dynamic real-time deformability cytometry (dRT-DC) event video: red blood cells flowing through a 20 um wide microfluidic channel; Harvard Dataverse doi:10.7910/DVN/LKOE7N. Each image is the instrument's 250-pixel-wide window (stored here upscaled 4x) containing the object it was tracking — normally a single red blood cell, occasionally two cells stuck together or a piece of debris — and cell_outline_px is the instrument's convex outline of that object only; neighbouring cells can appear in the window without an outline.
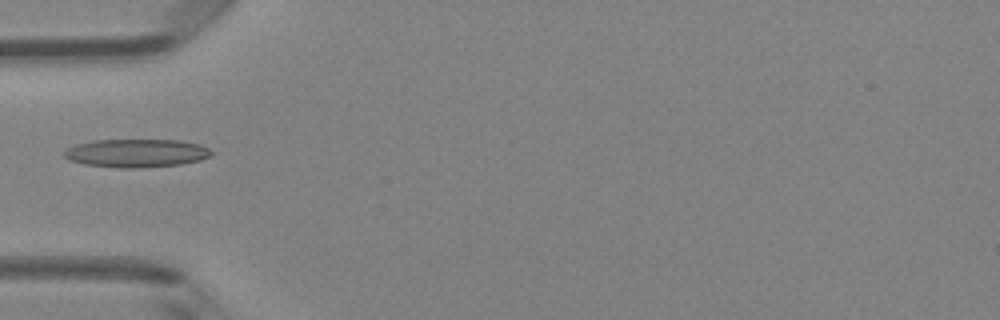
{"species": "Egyptian fruit bat (a non-hibernating species)", "species_latin": "Rousettus aegyptiacus", "temperature_condition": "room temperature", "stored_images_in_passage": 6, "camera_frame_rate_fps": 3000, "um_per_image_px": 0.085, "animal": {"sex": "female"}, "frame": {"image": 1, "passage_image": 5, "time_ms": 4.667, "image_size_px": [1000, 320], "cell_outline_px": [[212, 156], [200, 160], [180, 164], [140, 168], [120, 168], [84, 164], [68, 160], [64, 156], [64, 152], [68, 148], [76, 144], [92, 140], [180, 140], [200, 144], [208, 148], [212, 152]], "centroid_in_image_um": [11.6, 13.01], "position_along_channel_um": 73.4, "area_um2": 24.33}}
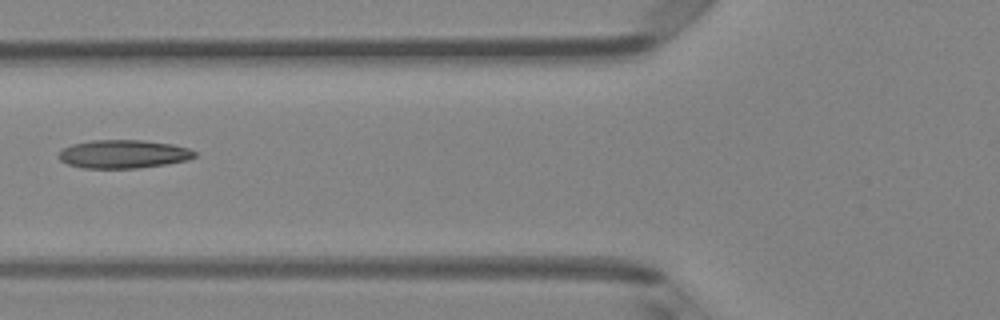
{"frame": {"image": 2, "passage_image": 6, "time_ms": 5.667, "image_size_px": [1000, 320], "cell_outline_px": [[196, 156], [188, 160], [164, 164], [136, 168], [80, 168], [68, 164], [60, 160], [56, 156], [64, 148], [72, 144], [92, 140], [144, 140], [172, 144], [188, 148], [196, 152]], "centroid_in_image_um": [10.47, 13.09], "position_along_channel_um": 115.3, "area_um2": 22.48}}